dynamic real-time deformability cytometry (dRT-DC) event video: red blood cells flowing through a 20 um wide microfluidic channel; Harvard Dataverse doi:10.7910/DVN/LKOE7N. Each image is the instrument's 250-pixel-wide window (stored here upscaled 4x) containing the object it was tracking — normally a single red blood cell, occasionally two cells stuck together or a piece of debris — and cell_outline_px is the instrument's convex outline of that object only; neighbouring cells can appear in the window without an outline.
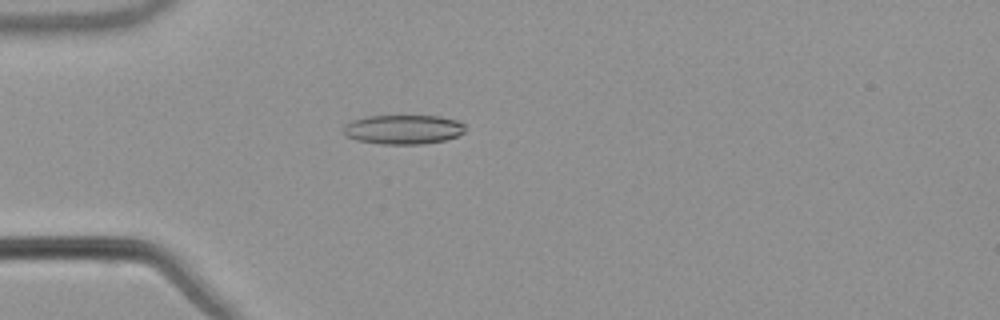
{"species": "common noctule bat (a hibernating species)", "species_latin": "Nyctalus noctula", "temperature_condition": "warm", "stored_images_in_passage": 53, "camera_frame_rate_fps": 3000, "um_per_image_px": 0.085, "animal": {"sex": "male", "body_mass_g": 21.5, "forearm_length_mm": 52.0}, "frame": {"image": 1, "passage_image": 15, "time_ms": 4.667, "image_size_px": [1000, 320], "cell_outline_px": [[464, 132], [456, 136], [444, 140], [420, 144], [380, 144], [360, 140], [344, 136], [344, 124], [352, 120], [368, 116], [440, 116], [456, 120], [464, 124]], "centroid_in_image_um": [34.26, 11.0], "position_along_channel_um": 50.7, "area_um2": 20.69}}
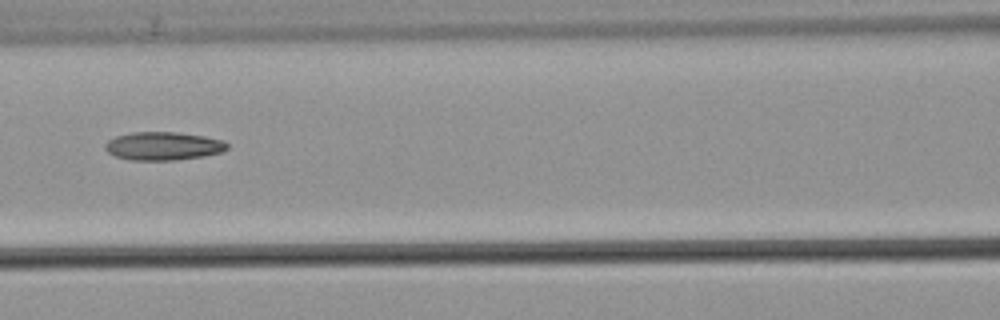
{"frame": {"image": 2, "passage_image": 24, "time_ms": 7.667, "image_size_px": [1000, 320], "cell_outline_px": [[228, 148], [224, 152], [204, 156], [176, 160], [132, 160], [116, 156], [108, 152], [104, 148], [104, 144], [108, 140], [116, 136], [132, 132], [176, 132], [204, 136], [224, 140], [228, 144]], "centroid_in_image_um": [13.9, 12.41], "position_along_channel_um": 152.7, "area_um2": 20.23}}
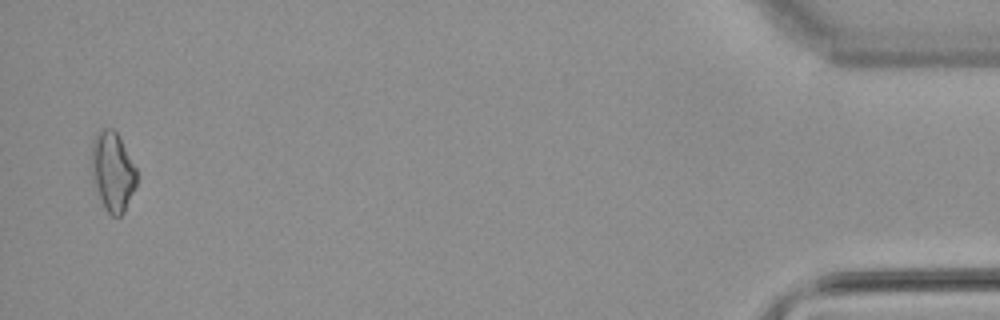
{"frame": {"image": 3, "passage_image": 52, "time_ms": 17.0, "image_size_px": [1000, 320], "cell_outline_px": [[136, 184], [124, 212], [120, 216], [112, 216], [104, 208], [92, 176], [92, 144], [96, 132], [100, 128], [112, 128], [120, 136], [136, 168]], "centroid_in_image_um": [9.58, 14.54], "position_along_channel_um": 425.6, "area_um2": 20.69}, "authors_computed_cell_mechanics": {"area_um2": 19.9988, "velocity_mm_per_s": 3.849, "shape_relaxation_time_tau1_ms": null, "shape_relaxation_time_tau2_ms": 10.4751, "deformation_change_tau1": null, "deformation_change_tau2": 0.2397}}